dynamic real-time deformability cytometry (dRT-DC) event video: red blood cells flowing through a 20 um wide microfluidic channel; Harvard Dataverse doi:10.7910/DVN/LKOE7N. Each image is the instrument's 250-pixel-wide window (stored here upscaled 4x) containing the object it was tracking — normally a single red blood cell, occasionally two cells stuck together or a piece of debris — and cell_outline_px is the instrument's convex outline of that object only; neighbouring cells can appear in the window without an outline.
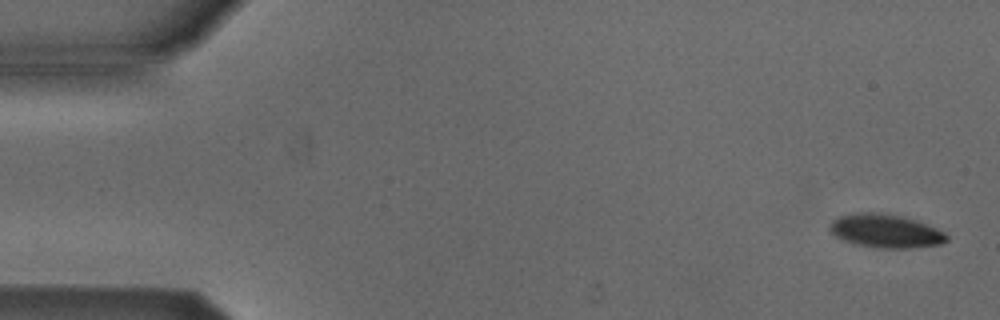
{"species": "Egyptian fruit bat (a non-hibernating species)", "species_latin": "Rousettus aegyptiacus", "temperature_condition": "cold", "stored_images_in_passage": 53, "camera_frame_rate_fps": 3000, "um_per_image_px": 0.085, "animal": {"sex": "male"}, "frame": {"image": 1, "passage_image": 2, "time_ms": 0.333, "image_size_px": [1000, 320], "cell_outline_px": [[948, 240], [940, 244], [912, 248], [876, 248], [856, 244], [844, 240], [836, 236], [828, 228], [832, 220], [840, 216], [860, 212], [876, 212], [904, 216], [916, 220], [936, 228], [944, 232], [948, 236]], "centroid_in_image_um": [75.28, 19.63], "position_along_channel_um": 9.7, "area_um2": 22.83}}
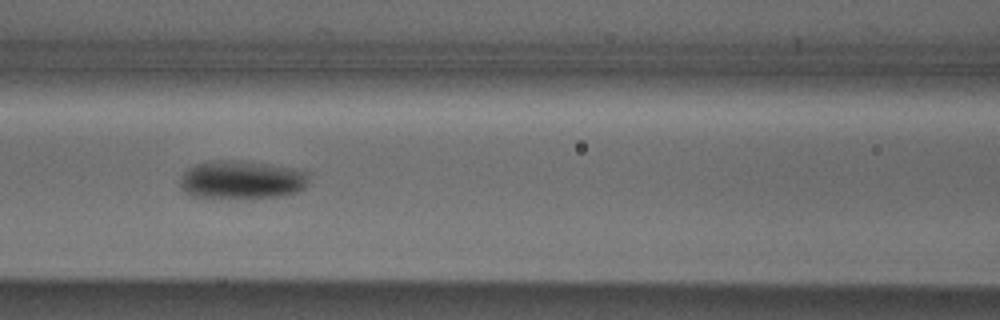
{"frame": {"image": 2, "passage_image": 23, "time_ms": 7.333, "image_size_px": [1000, 320], "cell_outline_px": [[308, 184], [304, 188], [296, 192], [280, 196], [212, 200], [192, 196], [184, 192], [180, 184], [180, 180], [184, 172], [188, 168], [196, 164], [216, 160], [232, 160], [264, 164], [288, 168], [308, 172]], "centroid_in_image_um": [20.48, 15.33], "position_along_channel_um": 146.1, "area_um2": 29.02}}
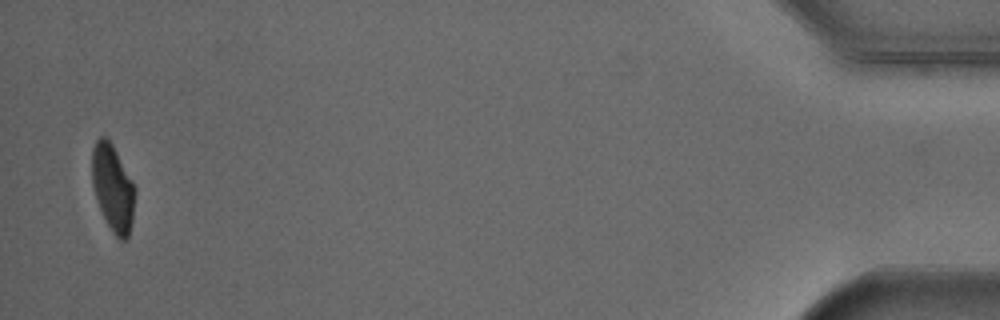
{"frame": {"image": 3, "passage_image": 52, "time_ms": 17.0, "image_size_px": [1000, 320], "cell_outline_px": [[136, 192], [132, 220], [128, 236], [124, 240], [120, 240], [112, 232], [100, 208], [92, 184], [92, 148], [96, 140], [100, 136], [104, 136], [112, 144], [132, 180], [136, 188]], "centroid_in_image_um": [9.6, 15.96], "position_along_channel_um": 425.6, "area_um2": 21.5}, "authors_computed_cell_mechanics": {"area_um2": 24.7384, "velocity_mm_per_s": 3.8488, "shape_relaxation_time_tau1_ms": 3.3119, "shape_relaxation_time_tau2_ms": 10.6367, "deformation_change_tau1": 0.1219, "deformation_change_tau2": 0.062}}